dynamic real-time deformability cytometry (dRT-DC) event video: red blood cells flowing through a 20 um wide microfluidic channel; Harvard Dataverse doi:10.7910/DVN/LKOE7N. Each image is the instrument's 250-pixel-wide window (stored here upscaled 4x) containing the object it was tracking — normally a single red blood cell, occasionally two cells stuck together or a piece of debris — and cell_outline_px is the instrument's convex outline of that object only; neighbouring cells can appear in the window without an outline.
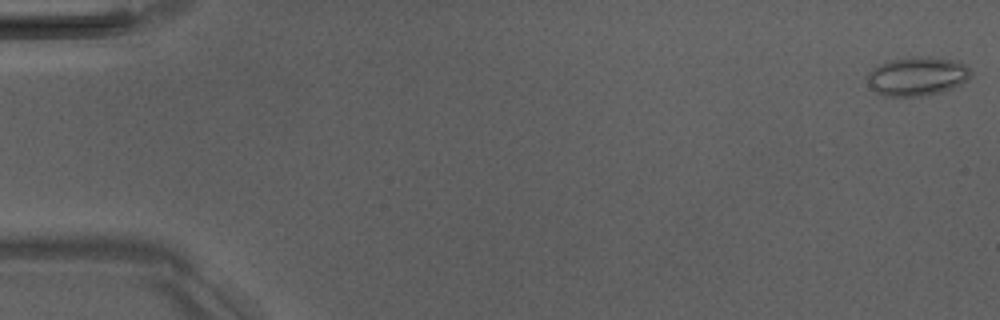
{"species": "Egyptian fruit bat (a non-hibernating species)", "species_latin": "Rousettus aegyptiacus", "temperature_condition": "room temperature", "stored_images_in_passage": 3, "camera_frame_rate_fps": 3000, "um_per_image_px": 0.085, "animal": {"sex": "male"}, "frame": {"image": 1, "passage_image": 1, "time_ms": 0.0, "image_size_px": [1000, 320], "cell_outline_px": [[972, 76], [968, 80], [952, 88], [940, 92], [924, 96], [880, 96], [868, 84], [864, 76], [872, 68], [888, 60], [908, 56], [928, 56], [960, 60], [972, 72]], "centroid_in_image_um": [77.94, 6.46], "position_along_channel_um": 7.1, "area_um2": 24.1}}